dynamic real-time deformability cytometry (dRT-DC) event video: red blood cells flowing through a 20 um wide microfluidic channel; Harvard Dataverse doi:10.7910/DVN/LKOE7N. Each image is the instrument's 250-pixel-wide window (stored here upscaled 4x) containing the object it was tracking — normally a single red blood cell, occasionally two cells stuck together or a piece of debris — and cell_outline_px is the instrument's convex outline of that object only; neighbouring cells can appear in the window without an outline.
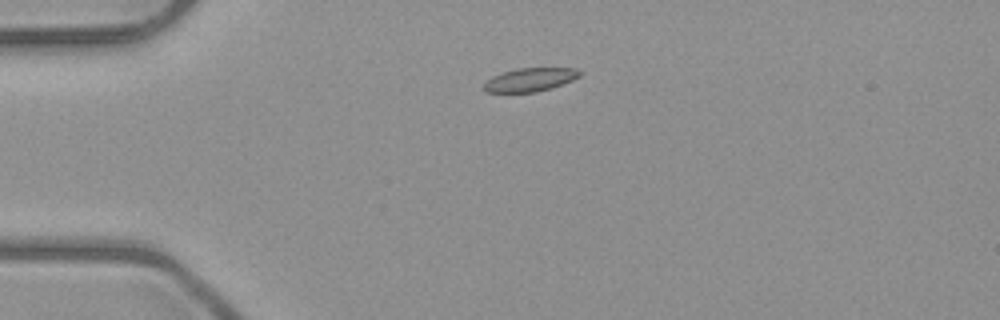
{"species": "common noctule bat (a hibernating species)", "species_latin": "Nyctalus noctula", "temperature_condition": "room temperature", "stored_images_in_passage": 4, "camera_frame_rate_fps": 3000, "um_per_image_px": 0.085, "animal": {"sex": "male", "body_mass_g": 23.1, "forearm_length_mm": 52.7}, "frame": {"image": 1, "passage_image": 2, "time_ms": 2.0, "image_size_px": [1000, 320], "cell_outline_px": [[580, 76], [572, 80], [552, 88], [536, 92], [488, 92], [484, 88], [484, 84], [492, 76], [516, 68], [576, 68], [580, 72]], "centroid_in_image_um": [45.07, 6.77], "position_along_channel_um": 39.9, "area_um2": 12.95}}